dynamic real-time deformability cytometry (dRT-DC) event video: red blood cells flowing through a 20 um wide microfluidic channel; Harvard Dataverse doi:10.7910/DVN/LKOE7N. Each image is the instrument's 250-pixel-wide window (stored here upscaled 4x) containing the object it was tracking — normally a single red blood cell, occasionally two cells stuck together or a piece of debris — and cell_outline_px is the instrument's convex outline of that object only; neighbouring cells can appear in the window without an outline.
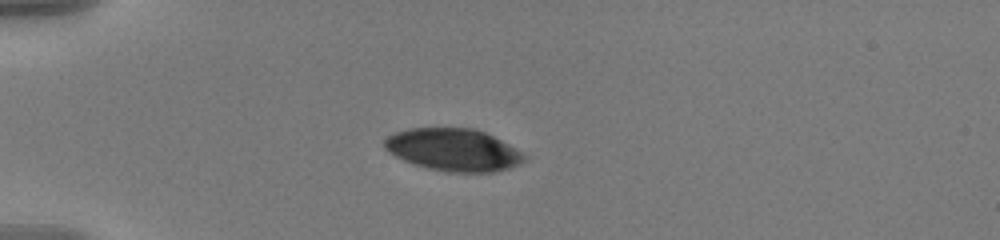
{"species": "human", "species_latin": "Homo sapiens", "temperature_condition": "warm", "stored_images_in_passage": 42, "camera_frame_rate_fps": 3000, "um_per_image_px": 0.085, "donor": {"sex": "male"}, "frame": {"image": 1, "passage_image": 1, "time_ms": 0.0, "image_size_px": [1000, 240], "cell_outline_px": [[528, 156], [520, 164], [496, 172], [444, 172], [428, 168], [404, 160], [388, 152], [384, 148], [384, 140], [388, 136], [396, 132], [408, 128], [472, 128], [484, 132], [516, 148]], "centroid_in_image_um": [38.54, 12.74], "position_along_channel_um": 46.5, "area_um2": 34.45}}
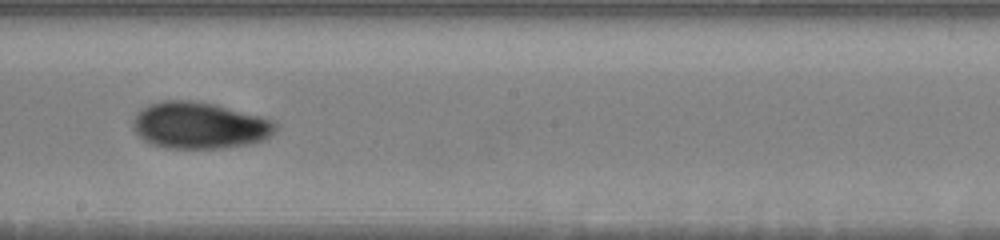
{"frame": {"image": 2, "passage_image": 19, "time_ms": 6.0, "image_size_px": [1000, 240], "cell_outline_px": [[280, 128], [276, 132], [264, 140], [248, 144], [220, 148], [168, 148], [152, 144], [144, 140], [132, 128], [132, 120], [136, 112], [148, 104], [160, 100], [192, 100], [216, 104], [276, 120]], "centroid_in_image_um": [16.98, 10.64], "position_along_channel_um": 231.2, "area_um2": 39.3}}
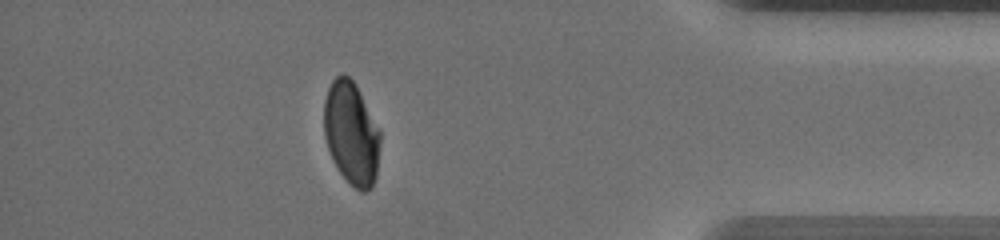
{"frame": {"image": 3, "passage_image": 36, "time_ms": 11.667, "image_size_px": [1000, 240], "cell_outline_px": [[380, 144], [376, 176], [372, 184], [364, 192], [360, 192], [340, 172], [332, 160], [324, 136], [324, 100], [328, 88], [332, 80], [340, 72], [344, 72], [356, 84], [380, 132]], "centroid_in_image_um": [29.84, 11.28], "position_along_channel_um": 405.4, "area_um2": 33.58}, "authors_computed_cell_mechanics": {"area_um2": 36.9342, "velocity_mm_per_s": 3.6113, "shape_relaxation_time_tau1_ms": 6.7933, "shape_relaxation_time_tau2_ms": 1.5656, "deformation_change_tau1": 0.1684, "deformation_change_tau2": 0.0472}}